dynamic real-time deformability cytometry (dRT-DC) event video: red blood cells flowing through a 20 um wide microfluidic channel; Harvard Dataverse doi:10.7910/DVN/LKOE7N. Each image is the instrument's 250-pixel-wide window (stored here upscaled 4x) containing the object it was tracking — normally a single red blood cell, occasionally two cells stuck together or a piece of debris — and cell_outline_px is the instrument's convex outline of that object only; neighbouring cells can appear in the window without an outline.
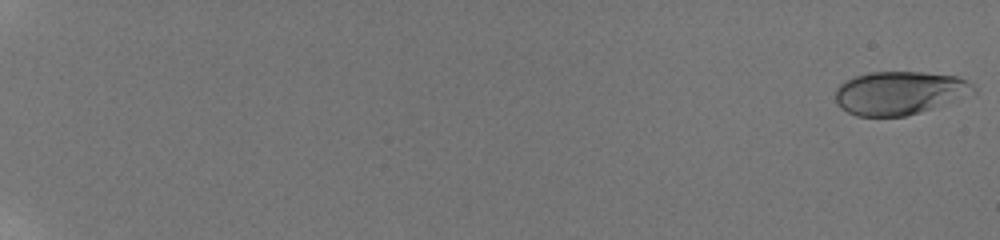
{"species": "human", "species_latin": "Homo sapiens", "temperature_condition": "room temperature", "stored_images_in_passage": 17, "camera_frame_rate_fps": 3000, "um_per_image_px": 0.085, "donor": {"sex": "male"}, "frame": {"image": 1, "passage_image": 1, "time_ms": 0.0, "image_size_px": [1000, 240], "cell_outline_px": [[976, 92], [932, 108], [904, 116], [856, 116], [840, 108], [836, 104], [836, 88], [844, 80], [852, 76], [868, 72], [924, 72], [956, 76], [972, 84], [976, 88]], "centroid_in_image_um": [76.4, 7.88], "position_along_channel_um": 8.6, "area_um2": 34.8}}
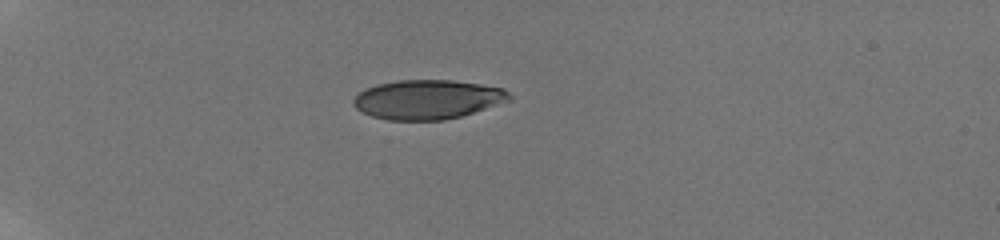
{"frame": {"image": 2, "passage_image": 12, "time_ms": 6.333, "image_size_px": [1000, 240], "cell_outline_px": [[512, 96], [508, 100], [460, 116], [444, 120], [388, 120], [372, 116], [356, 108], [352, 104], [352, 100], [360, 92], [376, 84], [400, 80], [452, 80], [480, 84], [504, 88]], "centroid_in_image_um": [36.31, 8.45], "position_along_channel_um": 48.7, "area_um2": 35.32}}